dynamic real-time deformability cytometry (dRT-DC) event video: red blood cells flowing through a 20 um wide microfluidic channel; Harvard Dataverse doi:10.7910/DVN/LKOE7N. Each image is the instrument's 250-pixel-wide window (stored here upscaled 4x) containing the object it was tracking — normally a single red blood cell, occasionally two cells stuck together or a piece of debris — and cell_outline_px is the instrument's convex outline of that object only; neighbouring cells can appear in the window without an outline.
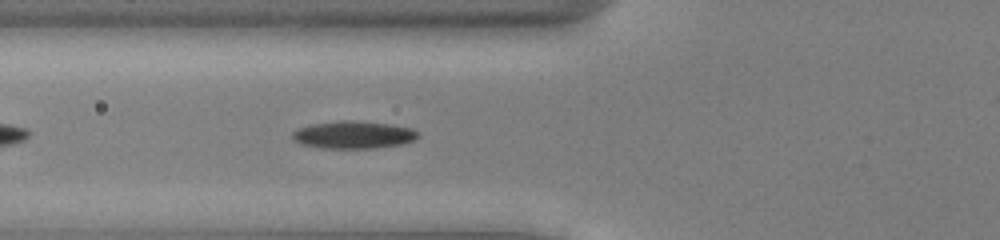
{"species": "common noctule bat (a hibernating species)", "species_latin": "Nyctalus noctula", "temperature_condition": "cold", "stored_images_in_passage": 38, "camera_frame_rate_fps": 3000, "um_per_image_px": 0.085, "animal": {"sex": "male", "body_mass_g": 13.0, "forearm_length_mm": 53.1}, "frame": {"image": 1, "passage_image": 6, "time_ms": 1.667, "image_size_px": [1000, 240], "cell_outline_px": [[420, 136], [416, 140], [400, 144], [376, 148], [324, 148], [300, 144], [292, 136], [292, 132], [300, 128], [312, 124], [340, 120], [352, 120], [392, 124], [412, 128], [420, 132]], "centroid_in_image_um": [30.11, 11.45], "position_along_channel_um": 95.7, "area_um2": 20.23}}
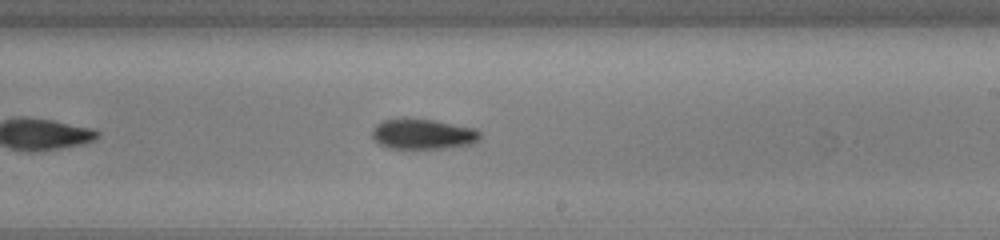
{"frame": {"image": 2, "passage_image": 18, "time_ms": 5.667, "image_size_px": [1000, 240], "cell_outline_px": [[480, 136], [472, 144], [444, 148], [388, 148], [372, 140], [372, 128], [380, 120], [432, 120], [476, 128], [480, 132]], "centroid_in_image_um": [35.92, 11.41], "position_along_channel_um": 253.1, "area_um2": 18.73}}
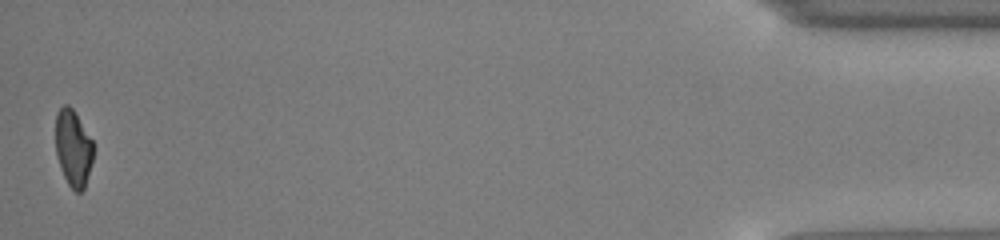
{"frame": {"image": 3, "passage_image": 38, "time_ms": 12.333, "image_size_px": [1000, 240], "cell_outline_px": [[92, 160], [84, 188], [80, 192], [76, 192], [68, 184], [60, 168], [56, 156], [56, 112], [64, 104], [68, 104], [72, 108], [92, 140]], "centroid_in_image_um": [6.19, 12.58], "position_along_channel_um": 429.0, "area_um2": 16.59}, "authors_computed_cell_mechanics": {"area_um2": 18.6983, "velocity_mm_per_s": 3.9268, "shape_relaxation_time_tau1_ms": 3.8704, "shape_relaxation_time_tau2_ms": 6.3521, "deformation_change_tau1": 0.1333, "deformation_change_tau2": 0.1372}}